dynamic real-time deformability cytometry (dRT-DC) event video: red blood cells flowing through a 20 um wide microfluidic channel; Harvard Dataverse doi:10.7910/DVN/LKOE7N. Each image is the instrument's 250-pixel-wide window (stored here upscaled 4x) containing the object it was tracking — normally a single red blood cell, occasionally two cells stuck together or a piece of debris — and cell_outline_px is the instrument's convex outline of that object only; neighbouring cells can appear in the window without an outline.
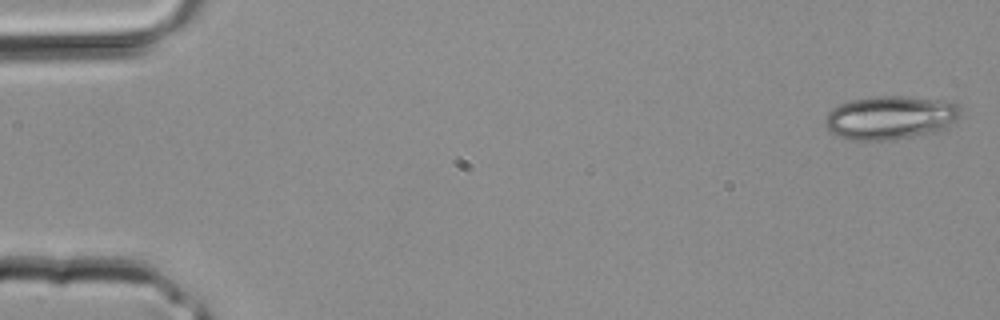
{"species": "common noctule bat (a hibernating species)", "species_latin": "Nyctalus noctula", "temperature_condition": "room temperature", "stored_images_in_passage": 3, "camera_frame_rate_fps": 3000, "um_per_image_px": 0.085, "animal": {"sex": "male", "body_mass_g": 20.4}, "frame": {"image": 1, "passage_image": 1, "time_ms": 0.0, "image_size_px": [1000, 320], "cell_outline_px": [[960, 116], [956, 120], [944, 128], [928, 132], [888, 140], [852, 140], [828, 132], [824, 124], [828, 112], [832, 108], [840, 104], [852, 100], [872, 96], [900, 96], [940, 100], [956, 104], [960, 108]], "centroid_in_image_um": [75.61, 9.98], "position_along_channel_um": 9.4, "area_um2": 33.87}}